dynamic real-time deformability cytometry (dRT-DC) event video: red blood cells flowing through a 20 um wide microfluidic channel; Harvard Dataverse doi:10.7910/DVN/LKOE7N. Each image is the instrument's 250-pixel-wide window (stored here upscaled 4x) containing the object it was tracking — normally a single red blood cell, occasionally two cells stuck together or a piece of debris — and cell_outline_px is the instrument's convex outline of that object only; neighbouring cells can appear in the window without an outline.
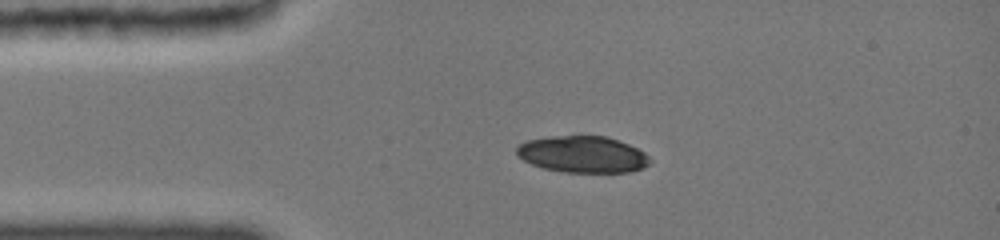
{"species": "common noctule bat (a hibernating species)", "species_latin": "Nyctalus noctula", "temperature_condition": "cold", "stored_images_in_passage": 9, "camera_frame_rate_fps": 3000, "um_per_image_px": 0.085, "animal": {"sex": "female", "body_mass_g": 19.0, "forearm_length_mm": 51.5}, "frame": {"image": 1, "passage_image": 1, "time_ms": 0.0, "image_size_px": [1000, 240], "cell_outline_px": [[652, 164], [644, 168], [632, 172], [564, 172], [540, 168], [516, 156], [516, 148], [520, 144], [528, 140], [556, 136], [604, 136], [628, 144], [644, 152], [652, 160]], "centroid_in_image_um": [49.54, 13.14], "position_along_channel_um": 35.5, "area_um2": 28.5}}